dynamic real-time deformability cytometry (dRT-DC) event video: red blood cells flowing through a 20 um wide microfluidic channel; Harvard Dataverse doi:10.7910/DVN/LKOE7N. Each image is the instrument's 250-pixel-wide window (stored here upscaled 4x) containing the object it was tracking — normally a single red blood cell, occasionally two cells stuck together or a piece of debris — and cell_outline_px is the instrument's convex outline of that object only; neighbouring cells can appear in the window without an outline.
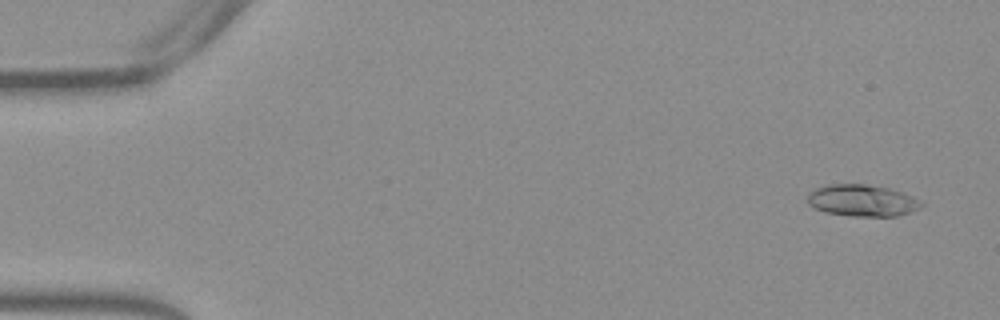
{"species": "Egyptian fruit bat (a non-hibernating species)", "species_latin": "Rousettus aegyptiacus", "temperature_condition": "warm", "stored_images_in_passage": 53, "camera_frame_rate_fps": 3000, "um_per_image_px": 0.085, "frame": {"image": 1, "passage_image": 3, "time_ms": 0.667, "image_size_px": [1000, 320], "cell_outline_px": [[924, 204], [920, 208], [912, 212], [896, 216], [852, 216], [824, 212], [808, 204], [808, 196], [816, 188], [828, 184], [864, 184], [888, 188], [912, 196], [920, 200]], "centroid_in_image_um": [73.31, 17.05], "position_along_channel_um": 11.7, "area_um2": 20.92}}
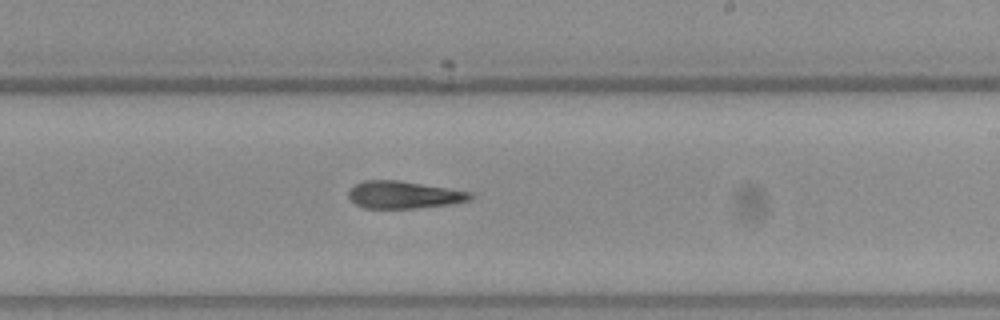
{"frame": {"image": 2, "passage_image": 32, "time_ms": 10.333, "image_size_px": [1000, 320], "cell_outline_px": [[476, 196], [472, 200], [452, 204], [416, 208], [364, 208], [352, 204], [348, 196], [348, 192], [356, 184], [364, 180], [400, 180], [472, 192]], "centroid_in_image_um": [34.35, 16.56], "position_along_channel_um": 254.7, "area_um2": 19.71}}
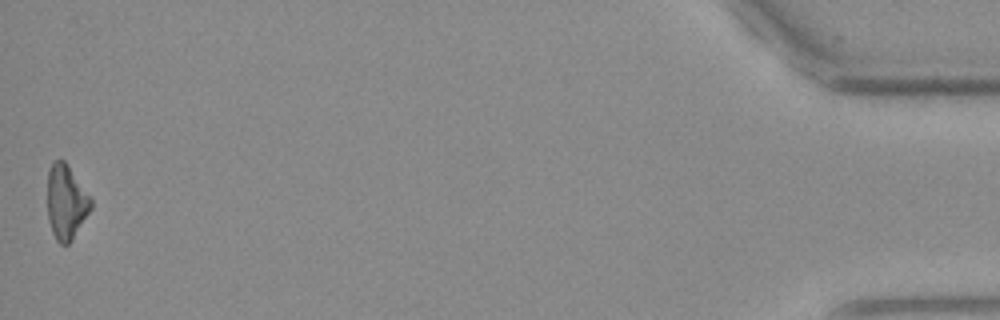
{"frame": {"image": 3, "passage_image": 53, "time_ms": 17.333, "image_size_px": [1000, 320], "cell_outline_px": [[92, 208], [72, 240], [68, 244], [60, 244], [56, 240], [52, 232], [48, 220], [48, 172], [52, 164], [56, 160], [64, 160], [92, 196]], "centroid_in_image_um": [5.65, 17.19], "position_along_channel_um": 429.6, "area_um2": 19.02}, "authors_computed_cell_mechanics": {"area_um2": 20.0566, "velocity_mm_per_s": 3.8416, "shape_relaxation_time_tau1_ms": 6.754, "shape_relaxation_time_tau2_ms": 7.8009, "deformation_change_tau1": 0.1788, "deformation_change_tau2": 0.1962}}